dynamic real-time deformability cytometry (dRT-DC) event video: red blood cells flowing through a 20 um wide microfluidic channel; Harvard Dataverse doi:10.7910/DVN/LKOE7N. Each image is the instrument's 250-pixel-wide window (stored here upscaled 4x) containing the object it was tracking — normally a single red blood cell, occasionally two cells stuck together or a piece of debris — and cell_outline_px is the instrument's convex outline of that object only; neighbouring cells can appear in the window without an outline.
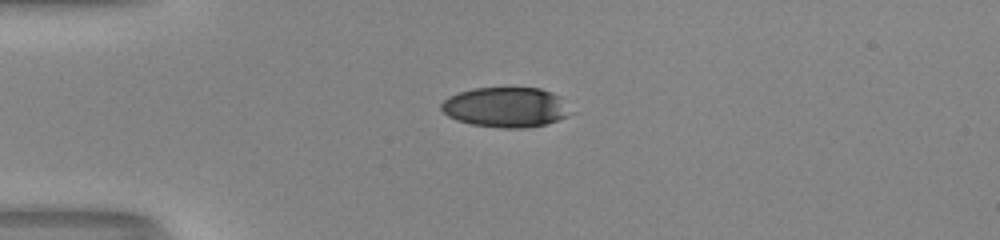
{"species": "human", "species_latin": "Homo sapiens", "temperature_condition": "room temperature", "stored_images_in_passage": 39, "camera_frame_rate_fps": 3000, "um_per_image_px": 0.085, "donor": {"sex": "male"}, "frame": {"image": 1, "passage_image": 1, "time_ms": 0.0, "image_size_px": [1000, 240], "cell_outline_px": [[576, 112], [568, 116], [548, 124], [528, 128], [500, 128], [472, 124], [456, 120], [448, 116], [440, 108], [440, 104], [448, 96], [472, 88], [540, 88], [552, 92], [560, 96]], "centroid_in_image_um": [43.06, 9.12], "position_along_channel_um": 41.9, "area_um2": 30.69}}
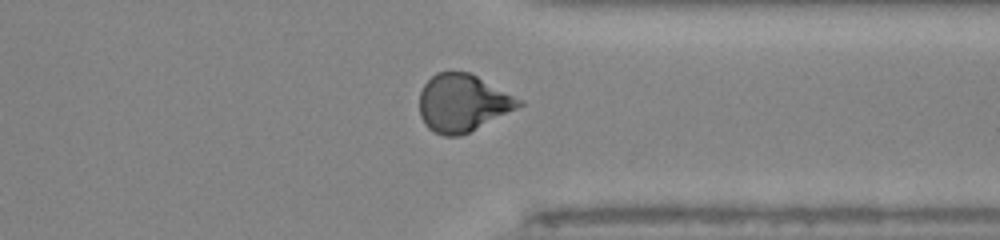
{"frame": {"image": 2, "passage_image": 28, "time_ms": 9.0, "image_size_px": [1000, 240], "cell_outline_px": [[524, 104], [460, 136], [444, 136], [428, 128], [424, 124], [420, 116], [420, 92], [424, 84], [436, 72], [468, 72], [524, 100]], "centroid_in_image_um": [39.3, 8.75], "position_along_channel_um": 372.1, "area_um2": 32.83}}
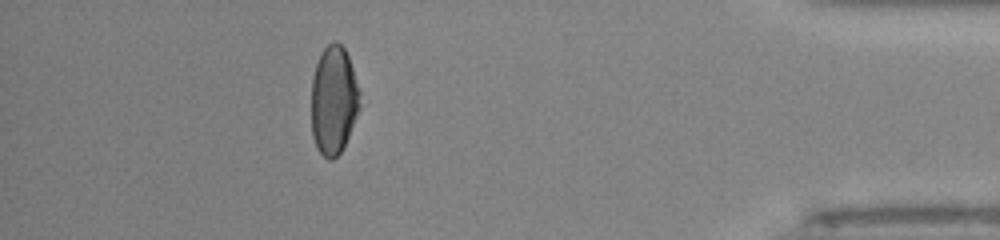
{"frame": {"image": 3, "passage_image": 34, "time_ms": 11.0, "image_size_px": [1000, 240], "cell_outline_px": [[360, 104], [348, 136], [340, 152], [332, 160], [328, 160], [316, 148], [312, 136], [312, 76], [320, 52], [328, 44], [336, 40], [344, 48], [348, 56], [360, 92]], "centroid_in_image_um": [28.34, 8.5], "position_along_channel_um": 406.9, "area_um2": 30.46}, "authors_computed_cell_mechanics": {"area_um2": 32.5992, "velocity_mm_per_s": 4.0557, "shape_relaxation_time_tau1_ms": 8.6883, "shape_relaxation_time_tau2_ms": 2.2993, "deformation_change_tau1": 0.2424, "deformation_change_tau2": 0.0698}}